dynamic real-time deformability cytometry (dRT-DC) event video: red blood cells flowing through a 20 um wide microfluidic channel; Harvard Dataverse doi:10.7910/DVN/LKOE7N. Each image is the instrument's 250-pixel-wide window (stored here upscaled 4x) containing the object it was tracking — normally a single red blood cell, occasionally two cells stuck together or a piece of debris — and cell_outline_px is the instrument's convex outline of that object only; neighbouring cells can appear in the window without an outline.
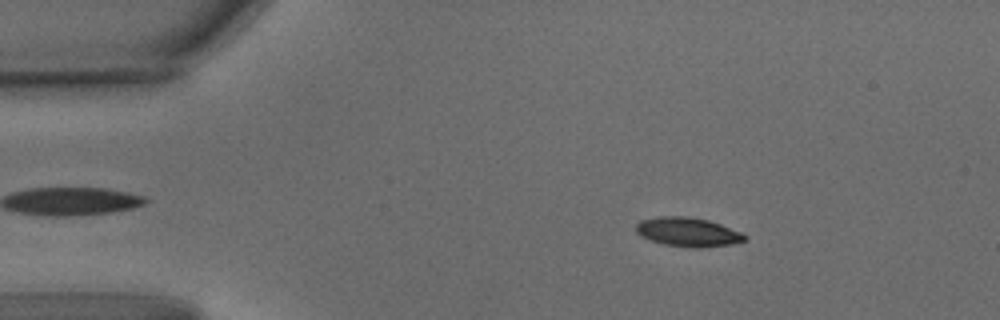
{"species": "common noctule bat (a hibernating species)", "species_latin": "Nyctalus noctula", "temperature_condition": "warm", "stored_images_in_passage": 50, "camera_frame_rate_fps": 3000, "um_per_image_px": 0.085, "animal": {"sex": "male", "body_mass_g": 15.6}, "frame": {"image": 1, "passage_image": 9, "time_ms": 2.667, "image_size_px": [1000, 320], "cell_outline_px": [[748, 240], [732, 244], [700, 248], [692, 248], [664, 244], [640, 236], [636, 232], [636, 224], [640, 220], [660, 216], [688, 216], [708, 220], [720, 224], [740, 232], [748, 236]], "centroid_in_image_um": [58.48, 19.72], "position_along_channel_um": 26.5, "area_um2": 18.5}}
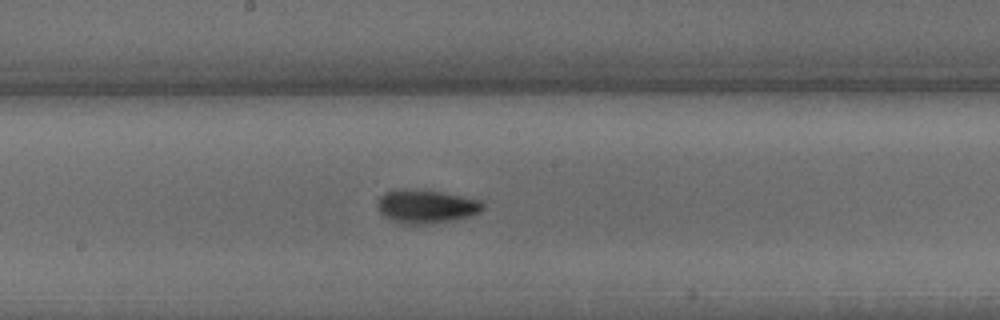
{"frame": {"image": 2, "passage_image": 31, "time_ms": 10.0, "image_size_px": [1000, 320], "cell_outline_px": [[484, 208], [480, 212], [456, 220], [432, 224], [404, 224], [392, 220], [384, 216], [380, 212], [376, 204], [380, 196], [384, 192], [400, 188], [416, 188], [440, 192], [484, 200]], "centroid_in_image_um": [36.23, 17.53], "position_along_channel_um": 212.0, "area_um2": 21.04}}
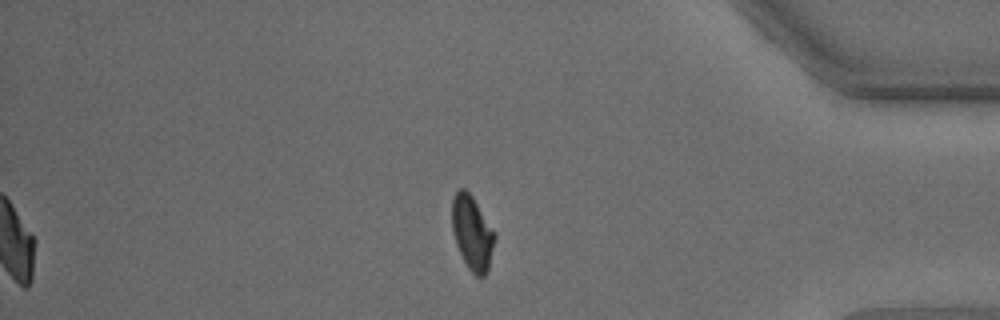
{"frame": {"image": 3, "passage_image": 50, "time_ms": 16.333, "image_size_px": [1000, 320], "cell_outline_px": [[496, 236], [488, 268], [484, 276], [476, 276], [468, 268], [456, 244], [452, 232], [452, 200], [456, 192], [460, 188], [464, 188], [472, 196], [496, 232]], "centroid_in_image_um": [40.14, 19.77], "position_along_channel_um": 395.1, "area_um2": 18.38}, "authors_computed_cell_mechanics": {"area_um2": 18.9584, "velocity_mm_per_s": 3.3694, "shape_relaxation_time_tau1_ms": 2.9039, "shape_relaxation_time_tau2_ms": 2.2432, "deformation_change_tau1": 0.1458, "deformation_change_tau2": 0.0608}}